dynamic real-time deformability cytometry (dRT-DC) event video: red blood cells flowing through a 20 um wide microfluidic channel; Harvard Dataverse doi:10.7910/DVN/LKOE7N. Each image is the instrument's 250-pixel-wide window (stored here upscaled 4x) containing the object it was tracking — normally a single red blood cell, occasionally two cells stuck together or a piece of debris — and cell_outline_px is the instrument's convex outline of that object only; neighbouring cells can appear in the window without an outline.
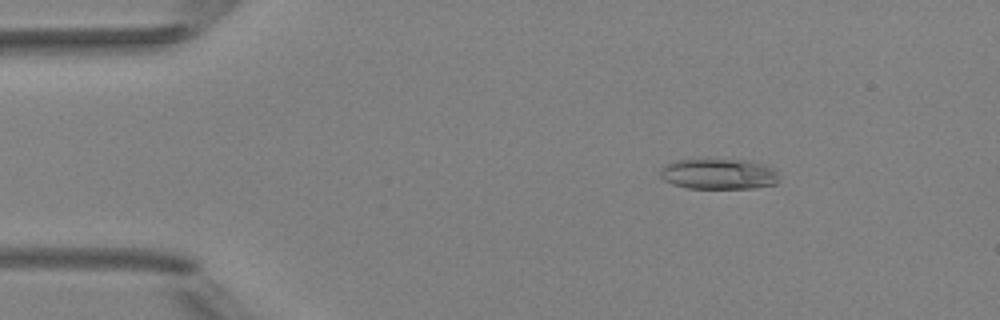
{"species": "Egyptian fruit bat (a non-hibernating species)", "species_latin": "Rousettus aegyptiacus", "temperature_condition": "room temperature", "stored_images_in_passage": 5, "camera_frame_rate_fps": 3000, "um_per_image_px": 0.085, "animal": {"sex": "female"}, "frame": {"image": 1, "passage_image": 3, "time_ms": 2.0, "image_size_px": [1000, 320], "cell_outline_px": [[776, 184], [752, 188], [688, 188], [672, 184], [664, 180], [660, 176], [660, 172], [664, 164], [676, 160], [744, 160], [764, 164], [772, 168], [776, 172]], "centroid_in_image_um": [61.04, 14.79], "position_along_channel_um": 24.0, "area_um2": 20.92}}